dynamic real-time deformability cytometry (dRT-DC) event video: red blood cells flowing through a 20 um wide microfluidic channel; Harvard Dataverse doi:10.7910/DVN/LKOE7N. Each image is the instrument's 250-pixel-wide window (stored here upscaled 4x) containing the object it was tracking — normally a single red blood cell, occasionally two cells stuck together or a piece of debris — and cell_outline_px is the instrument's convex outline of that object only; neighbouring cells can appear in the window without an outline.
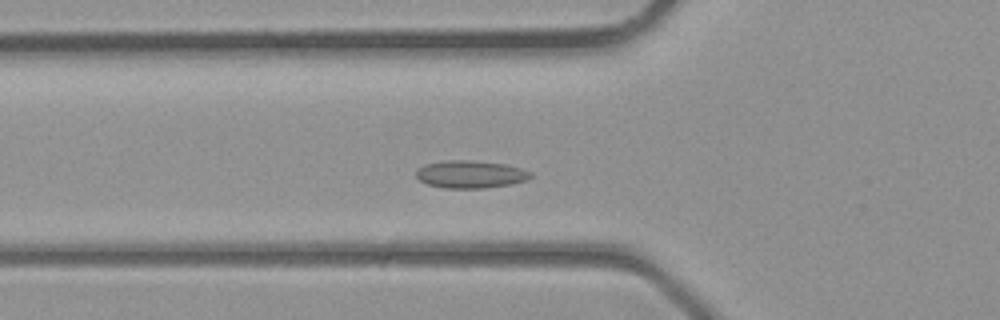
{"species": "common noctule bat (a hibernating species)", "species_latin": "Nyctalus noctula", "temperature_condition": "room temperature", "stored_images_in_passage": 35, "camera_frame_rate_fps": 3000, "um_per_image_px": 0.085, "animal": {"sex": "male", "body_mass_g": 23.1, "forearm_length_mm": 52.7}, "frame": {"image": 1, "passage_image": 10, "time_ms": 3.0, "image_size_px": [1000, 320], "cell_outline_px": [[532, 176], [524, 180], [512, 184], [484, 188], [444, 188], [428, 184], [420, 180], [416, 176], [416, 168], [424, 164], [448, 160], [468, 160], [508, 164], [532, 172]], "centroid_in_image_um": [39.98, 14.81], "position_along_channel_um": 85.8, "area_um2": 18.44}}
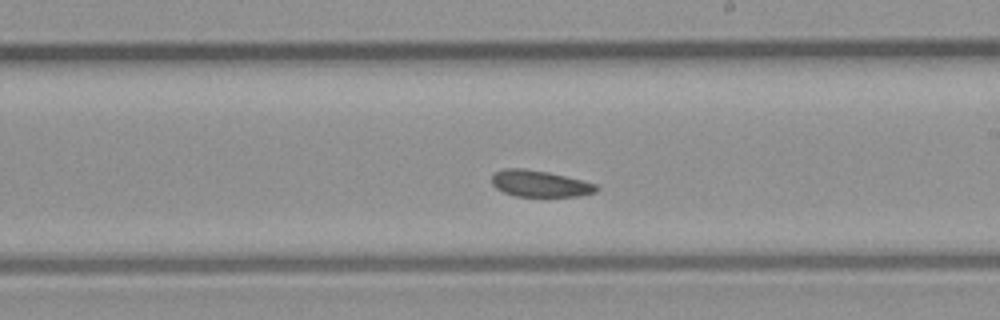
{"frame": {"image": 2, "passage_image": 19, "time_ms": 6.0, "image_size_px": [1000, 320], "cell_outline_px": [[600, 188], [596, 192], [580, 196], [516, 196], [504, 192], [496, 188], [492, 184], [492, 172], [504, 168], [524, 168], [548, 172], [596, 184]], "centroid_in_image_um": [45.86, 15.6], "position_along_channel_um": 243.1, "area_um2": 16.13}}
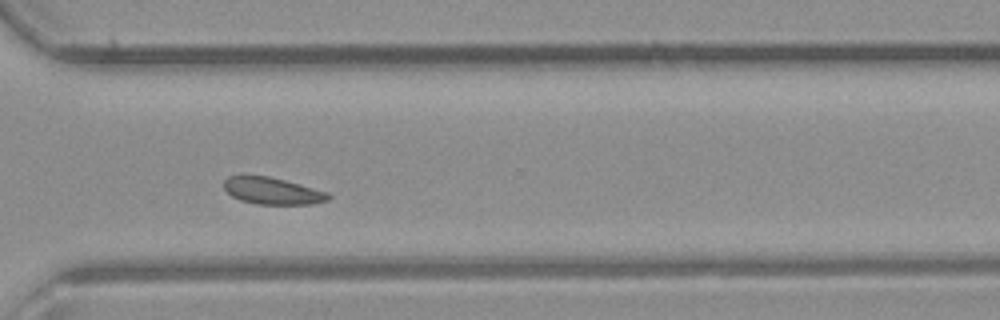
{"frame": {"image": 3, "passage_image": 25, "time_ms": 8.0, "image_size_px": [1000, 320], "cell_outline_px": [[332, 196], [328, 200], [312, 204], [256, 204], [240, 200], [232, 196], [224, 188], [224, 180], [228, 176], [268, 176], [284, 180], [328, 192]], "centroid_in_image_um": [23.16, 16.23], "position_along_channel_um": 347.4, "area_um2": 16.18}}